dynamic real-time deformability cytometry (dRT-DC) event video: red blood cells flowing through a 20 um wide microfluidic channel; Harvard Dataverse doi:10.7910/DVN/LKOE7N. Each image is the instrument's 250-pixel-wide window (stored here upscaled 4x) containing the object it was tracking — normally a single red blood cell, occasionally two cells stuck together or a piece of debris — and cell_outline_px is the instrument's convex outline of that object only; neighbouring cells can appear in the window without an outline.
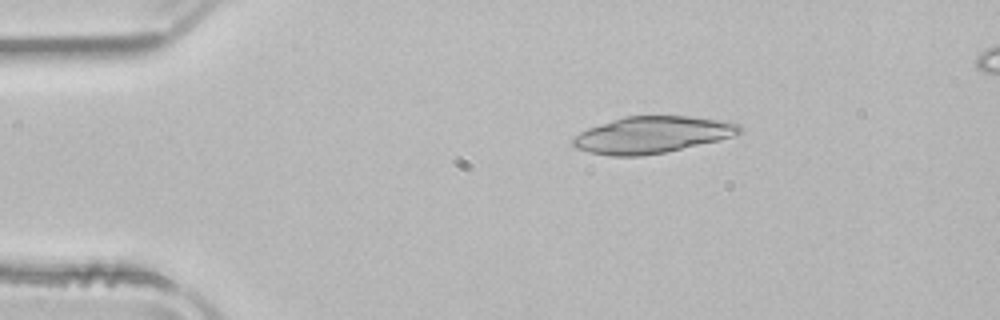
{"species": "common noctule bat (a hibernating species)", "species_latin": "Nyctalus noctula", "temperature_condition": "room temperature", "stored_images_in_passage": 3, "camera_frame_rate_fps": 3000, "um_per_image_px": 0.085, "animal": {"sex": "male", "body_mass_g": 21.5, "forearm_length_mm": 52.0}, "frame": {"image": 1, "passage_image": 1, "time_ms": 0.0, "image_size_px": [1000, 320], "cell_outline_px": [[740, 132], [732, 136], [720, 140], [664, 152], [640, 156], [612, 156], [588, 152], [576, 148], [572, 144], [572, 140], [580, 132], [588, 128], [624, 116], [692, 116], [728, 120], [740, 124]], "centroid_in_image_um": [55.45, 11.45], "position_along_channel_um": 29.6, "area_um2": 35.6}}